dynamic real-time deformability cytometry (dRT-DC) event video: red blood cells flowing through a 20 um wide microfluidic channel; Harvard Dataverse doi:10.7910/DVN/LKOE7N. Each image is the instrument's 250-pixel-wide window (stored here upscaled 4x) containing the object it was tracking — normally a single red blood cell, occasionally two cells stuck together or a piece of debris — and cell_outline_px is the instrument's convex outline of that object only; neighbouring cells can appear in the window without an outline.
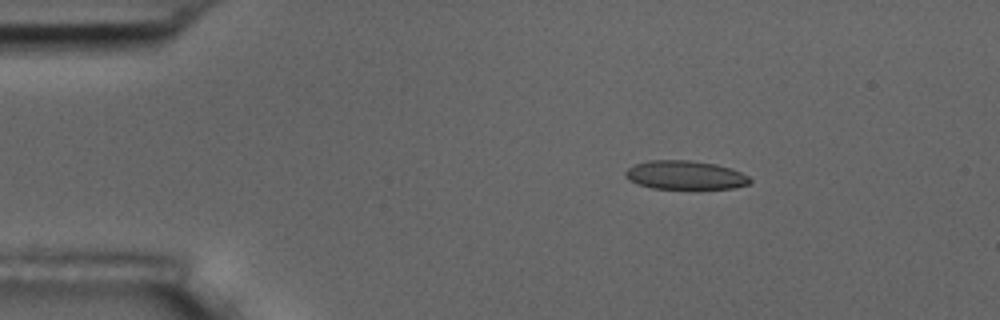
{"species": "common noctule bat (a hibernating species)", "species_latin": "Nyctalus noctula", "temperature_condition": "room temperature", "stored_images_in_passage": 2, "camera_frame_rate_fps": 3000, "um_per_image_px": 0.085, "animal": {"sex": "male", "body_mass_g": 17.5, "forearm_length_mm": 52.3}, "frame": {"image": 1, "passage_image": 1, "time_ms": 0.0, "image_size_px": [1000, 320], "cell_outline_px": [[752, 180], [748, 184], [732, 188], [652, 188], [628, 180], [624, 172], [628, 168], [636, 164], [648, 160], [692, 160], [716, 164], [732, 168], [748, 176]], "centroid_in_image_um": [58.24, 14.87], "position_along_channel_um": 26.8, "area_um2": 20.69}}